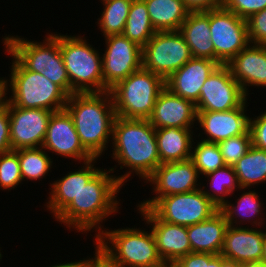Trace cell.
I'll list each match as a JSON object with an SVG mask.
<instances>
[{"label": "cell", "mask_w": 266, "mask_h": 267, "mask_svg": "<svg viewBox=\"0 0 266 267\" xmlns=\"http://www.w3.org/2000/svg\"><path fill=\"white\" fill-rule=\"evenodd\" d=\"M105 169H100L82 187L76 198L55 218L56 221L63 223L70 231L72 228L86 234L97 229L95 237L100 234L103 228L100 223L103 224L106 218L119 211L117 195L123 186L113 175L116 168Z\"/></svg>", "instance_id": "obj_1"}, {"label": "cell", "mask_w": 266, "mask_h": 267, "mask_svg": "<svg viewBox=\"0 0 266 267\" xmlns=\"http://www.w3.org/2000/svg\"><path fill=\"white\" fill-rule=\"evenodd\" d=\"M113 148L111 156L124 175L116 176L124 186L130 175L136 174L146 180L159 166L160 158L156 139V129L148 119H124L116 116L112 133Z\"/></svg>", "instance_id": "obj_2"}, {"label": "cell", "mask_w": 266, "mask_h": 267, "mask_svg": "<svg viewBox=\"0 0 266 267\" xmlns=\"http://www.w3.org/2000/svg\"><path fill=\"white\" fill-rule=\"evenodd\" d=\"M65 109L71 115L82 146L94 157H101L112 140L116 118L110 91L73 93Z\"/></svg>", "instance_id": "obj_3"}, {"label": "cell", "mask_w": 266, "mask_h": 267, "mask_svg": "<svg viewBox=\"0 0 266 267\" xmlns=\"http://www.w3.org/2000/svg\"><path fill=\"white\" fill-rule=\"evenodd\" d=\"M11 57L13 60L10 78H1L5 99L9 103L21 108H40L53 112L65 109L69 95L59 85L40 73L25 69L13 56ZM8 92H11L9 98Z\"/></svg>", "instance_id": "obj_4"}, {"label": "cell", "mask_w": 266, "mask_h": 267, "mask_svg": "<svg viewBox=\"0 0 266 267\" xmlns=\"http://www.w3.org/2000/svg\"><path fill=\"white\" fill-rule=\"evenodd\" d=\"M148 229H102L94 237L95 245L122 267H155L164 261L159 256L154 235ZM151 231V232H150Z\"/></svg>", "instance_id": "obj_5"}, {"label": "cell", "mask_w": 266, "mask_h": 267, "mask_svg": "<svg viewBox=\"0 0 266 267\" xmlns=\"http://www.w3.org/2000/svg\"><path fill=\"white\" fill-rule=\"evenodd\" d=\"M164 88L163 77L141 67L109 90L116 116L124 119H148Z\"/></svg>", "instance_id": "obj_6"}, {"label": "cell", "mask_w": 266, "mask_h": 267, "mask_svg": "<svg viewBox=\"0 0 266 267\" xmlns=\"http://www.w3.org/2000/svg\"><path fill=\"white\" fill-rule=\"evenodd\" d=\"M79 35L60 34V51L73 93L104 92L102 56Z\"/></svg>", "instance_id": "obj_7"}, {"label": "cell", "mask_w": 266, "mask_h": 267, "mask_svg": "<svg viewBox=\"0 0 266 267\" xmlns=\"http://www.w3.org/2000/svg\"><path fill=\"white\" fill-rule=\"evenodd\" d=\"M142 68L167 79L192 58L179 30L159 31L142 47Z\"/></svg>", "instance_id": "obj_8"}, {"label": "cell", "mask_w": 266, "mask_h": 267, "mask_svg": "<svg viewBox=\"0 0 266 267\" xmlns=\"http://www.w3.org/2000/svg\"><path fill=\"white\" fill-rule=\"evenodd\" d=\"M150 209L162 221L186 227L209 219L219 210L201 188L161 197Z\"/></svg>", "instance_id": "obj_9"}, {"label": "cell", "mask_w": 266, "mask_h": 267, "mask_svg": "<svg viewBox=\"0 0 266 267\" xmlns=\"http://www.w3.org/2000/svg\"><path fill=\"white\" fill-rule=\"evenodd\" d=\"M210 31L219 65H226L249 44L246 19L224 7L210 10Z\"/></svg>", "instance_id": "obj_10"}, {"label": "cell", "mask_w": 266, "mask_h": 267, "mask_svg": "<svg viewBox=\"0 0 266 267\" xmlns=\"http://www.w3.org/2000/svg\"><path fill=\"white\" fill-rule=\"evenodd\" d=\"M102 53L104 92L142 67V48L123 34L104 37Z\"/></svg>", "instance_id": "obj_11"}, {"label": "cell", "mask_w": 266, "mask_h": 267, "mask_svg": "<svg viewBox=\"0 0 266 267\" xmlns=\"http://www.w3.org/2000/svg\"><path fill=\"white\" fill-rule=\"evenodd\" d=\"M199 177L197 168L191 159L162 163L144 181L152 185L156 195L138 203L136 208H151L161 197L197 190L201 188V183L198 182Z\"/></svg>", "instance_id": "obj_12"}, {"label": "cell", "mask_w": 266, "mask_h": 267, "mask_svg": "<svg viewBox=\"0 0 266 267\" xmlns=\"http://www.w3.org/2000/svg\"><path fill=\"white\" fill-rule=\"evenodd\" d=\"M248 97L233 78L227 65H219L200 89L197 111H230L238 108Z\"/></svg>", "instance_id": "obj_13"}, {"label": "cell", "mask_w": 266, "mask_h": 267, "mask_svg": "<svg viewBox=\"0 0 266 267\" xmlns=\"http://www.w3.org/2000/svg\"><path fill=\"white\" fill-rule=\"evenodd\" d=\"M8 106L12 150L42 147L53 111L21 108L4 99Z\"/></svg>", "instance_id": "obj_14"}, {"label": "cell", "mask_w": 266, "mask_h": 267, "mask_svg": "<svg viewBox=\"0 0 266 267\" xmlns=\"http://www.w3.org/2000/svg\"><path fill=\"white\" fill-rule=\"evenodd\" d=\"M42 148L49 154L52 151L56 155L78 160L79 163L94 158L82 146L74 121L66 109L52 113Z\"/></svg>", "instance_id": "obj_15"}, {"label": "cell", "mask_w": 266, "mask_h": 267, "mask_svg": "<svg viewBox=\"0 0 266 267\" xmlns=\"http://www.w3.org/2000/svg\"><path fill=\"white\" fill-rule=\"evenodd\" d=\"M154 235L159 256L164 263H174L191 252L187 227L162 221L150 208H137Z\"/></svg>", "instance_id": "obj_16"}, {"label": "cell", "mask_w": 266, "mask_h": 267, "mask_svg": "<svg viewBox=\"0 0 266 267\" xmlns=\"http://www.w3.org/2000/svg\"><path fill=\"white\" fill-rule=\"evenodd\" d=\"M247 100L230 111H197V121L207 138L202 141L219 143L225 139L245 134L249 130Z\"/></svg>", "instance_id": "obj_17"}, {"label": "cell", "mask_w": 266, "mask_h": 267, "mask_svg": "<svg viewBox=\"0 0 266 267\" xmlns=\"http://www.w3.org/2000/svg\"><path fill=\"white\" fill-rule=\"evenodd\" d=\"M148 120L155 129L167 127L192 129L197 120V110L192 101L179 97L165 87L156 99Z\"/></svg>", "instance_id": "obj_18"}, {"label": "cell", "mask_w": 266, "mask_h": 267, "mask_svg": "<svg viewBox=\"0 0 266 267\" xmlns=\"http://www.w3.org/2000/svg\"><path fill=\"white\" fill-rule=\"evenodd\" d=\"M219 66L207 58H191L180 69L165 79V87L172 93L196 104L200 89L210 74Z\"/></svg>", "instance_id": "obj_19"}, {"label": "cell", "mask_w": 266, "mask_h": 267, "mask_svg": "<svg viewBox=\"0 0 266 267\" xmlns=\"http://www.w3.org/2000/svg\"><path fill=\"white\" fill-rule=\"evenodd\" d=\"M253 228L229 225L220 255L241 264L261 262L265 230Z\"/></svg>", "instance_id": "obj_20"}, {"label": "cell", "mask_w": 266, "mask_h": 267, "mask_svg": "<svg viewBox=\"0 0 266 267\" xmlns=\"http://www.w3.org/2000/svg\"><path fill=\"white\" fill-rule=\"evenodd\" d=\"M226 65L247 97L250 86L266 87V45L249 43Z\"/></svg>", "instance_id": "obj_21"}, {"label": "cell", "mask_w": 266, "mask_h": 267, "mask_svg": "<svg viewBox=\"0 0 266 267\" xmlns=\"http://www.w3.org/2000/svg\"><path fill=\"white\" fill-rule=\"evenodd\" d=\"M98 158L82 163L80 169L68 172L61 179L50 183V190L46 208L56 218L78 195L83 186L100 170L94 167ZM84 164V165H83ZM78 170V171H77Z\"/></svg>", "instance_id": "obj_22"}, {"label": "cell", "mask_w": 266, "mask_h": 267, "mask_svg": "<svg viewBox=\"0 0 266 267\" xmlns=\"http://www.w3.org/2000/svg\"><path fill=\"white\" fill-rule=\"evenodd\" d=\"M44 38L43 42H35L6 35L2 41L5 51L25 69L41 74L50 65V33Z\"/></svg>", "instance_id": "obj_23"}, {"label": "cell", "mask_w": 266, "mask_h": 267, "mask_svg": "<svg viewBox=\"0 0 266 267\" xmlns=\"http://www.w3.org/2000/svg\"><path fill=\"white\" fill-rule=\"evenodd\" d=\"M228 227L225 215L220 210L205 221L187 226L191 252L220 255Z\"/></svg>", "instance_id": "obj_24"}, {"label": "cell", "mask_w": 266, "mask_h": 267, "mask_svg": "<svg viewBox=\"0 0 266 267\" xmlns=\"http://www.w3.org/2000/svg\"><path fill=\"white\" fill-rule=\"evenodd\" d=\"M179 31L188 44L193 58L215 61V49L210 38V11L190 12Z\"/></svg>", "instance_id": "obj_25"}, {"label": "cell", "mask_w": 266, "mask_h": 267, "mask_svg": "<svg viewBox=\"0 0 266 267\" xmlns=\"http://www.w3.org/2000/svg\"><path fill=\"white\" fill-rule=\"evenodd\" d=\"M193 132L192 129L177 127L156 129L160 165L191 159Z\"/></svg>", "instance_id": "obj_26"}, {"label": "cell", "mask_w": 266, "mask_h": 267, "mask_svg": "<svg viewBox=\"0 0 266 267\" xmlns=\"http://www.w3.org/2000/svg\"><path fill=\"white\" fill-rule=\"evenodd\" d=\"M240 190L243 192L241 195H238L239 198H237V201H235L237 204H232L228 200L219 209L225 215L226 221L230 226H240L241 224L246 225V222L253 224L252 226L257 228L258 226H263L265 223L262 222L264 218L260 217H263L261 215L263 210L261 207H263L262 205H264V203L259 201L260 197L258 193L255 191V189L254 191L248 189L247 192L244 191L246 188H241Z\"/></svg>", "instance_id": "obj_27"}, {"label": "cell", "mask_w": 266, "mask_h": 267, "mask_svg": "<svg viewBox=\"0 0 266 267\" xmlns=\"http://www.w3.org/2000/svg\"><path fill=\"white\" fill-rule=\"evenodd\" d=\"M152 26L159 31H176L190 11L182 0H144Z\"/></svg>", "instance_id": "obj_28"}, {"label": "cell", "mask_w": 266, "mask_h": 267, "mask_svg": "<svg viewBox=\"0 0 266 267\" xmlns=\"http://www.w3.org/2000/svg\"><path fill=\"white\" fill-rule=\"evenodd\" d=\"M233 167L241 188L251 189L253 185L265 184L266 151L252 145Z\"/></svg>", "instance_id": "obj_29"}, {"label": "cell", "mask_w": 266, "mask_h": 267, "mask_svg": "<svg viewBox=\"0 0 266 267\" xmlns=\"http://www.w3.org/2000/svg\"><path fill=\"white\" fill-rule=\"evenodd\" d=\"M205 177L208 179L210 190L203 185L201 189L218 209L229 200L227 196L230 197L231 194H234L235 190L237 191L238 189L239 191L241 189L233 166L225 165L206 174Z\"/></svg>", "instance_id": "obj_30"}, {"label": "cell", "mask_w": 266, "mask_h": 267, "mask_svg": "<svg viewBox=\"0 0 266 267\" xmlns=\"http://www.w3.org/2000/svg\"><path fill=\"white\" fill-rule=\"evenodd\" d=\"M155 33L145 1L133 0L122 34L142 48Z\"/></svg>", "instance_id": "obj_31"}, {"label": "cell", "mask_w": 266, "mask_h": 267, "mask_svg": "<svg viewBox=\"0 0 266 267\" xmlns=\"http://www.w3.org/2000/svg\"><path fill=\"white\" fill-rule=\"evenodd\" d=\"M42 147L18 149V158L22 180L37 181L51 171L54 163Z\"/></svg>", "instance_id": "obj_32"}, {"label": "cell", "mask_w": 266, "mask_h": 267, "mask_svg": "<svg viewBox=\"0 0 266 267\" xmlns=\"http://www.w3.org/2000/svg\"><path fill=\"white\" fill-rule=\"evenodd\" d=\"M132 1L109 0L102 3L104 7L97 24L104 37L123 33Z\"/></svg>", "instance_id": "obj_33"}, {"label": "cell", "mask_w": 266, "mask_h": 267, "mask_svg": "<svg viewBox=\"0 0 266 267\" xmlns=\"http://www.w3.org/2000/svg\"><path fill=\"white\" fill-rule=\"evenodd\" d=\"M196 142L193 141L192 143L191 160L197 168L199 175L205 176L225 166L217 143H210L202 140L199 142L196 140ZM194 144H196V146Z\"/></svg>", "instance_id": "obj_34"}, {"label": "cell", "mask_w": 266, "mask_h": 267, "mask_svg": "<svg viewBox=\"0 0 266 267\" xmlns=\"http://www.w3.org/2000/svg\"><path fill=\"white\" fill-rule=\"evenodd\" d=\"M59 85L69 96L72 94L70 80L60 51V33L50 34V65L41 73Z\"/></svg>", "instance_id": "obj_35"}, {"label": "cell", "mask_w": 266, "mask_h": 267, "mask_svg": "<svg viewBox=\"0 0 266 267\" xmlns=\"http://www.w3.org/2000/svg\"><path fill=\"white\" fill-rule=\"evenodd\" d=\"M18 150L0 154V189L14 190L22 183Z\"/></svg>", "instance_id": "obj_36"}, {"label": "cell", "mask_w": 266, "mask_h": 267, "mask_svg": "<svg viewBox=\"0 0 266 267\" xmlns=\"http://www.w3.org/2000/svg\"><path fill=\"white\" fill-rule=\"evenodd\" d=\"M217 144L225 165L234 166L252 146L250 131L248 130L245 134L225 139Z\"/></svg>", "instance_id": "obj_37"}, {"label": "cell", "mask_w": 266, "mask_h": 267, "mask_svg": "<svg viewBox=\"0 0 266 267\" xmlns=\"http://www.w3.org/2000/svg\"><path fill=\"white\" fill-rule=\"evenodd\" d=\"M246 21L249 43L266 45V9L252 14Z\"/></svg>", "instance_id": "obj_38"}, {"label": "cell", "mask_w": 266, "mask_h": 267, "mask_svg": "<svg viewBox=\"0 0 266 267\" xmlns=\"http://www.w3.org/2000/svg\"><path fill=\"white\" fill-rule=\"evenodd\" d=\"M223 7L243 19L266 9V0H224Z\"/></svg>", "instance_id": "obj_39"}, {"label": "cell", "mask_w": 266, "mask_h": 267, "mask_svg": "<svg viewBox=\"0 0 266 267\" xmlns=\"http://www.w3.org/2000/svg\"><path fill=\"white\" fill-rule=\"evenodd\" d=\"M261 115L250 118L249 131L252 145L266 151V110Z\"/></svg>", "instance_id": "obj_40"}, {"label": "cell", "mask_w": 266, "mask_h": 267, "mask_svg": "<svg viewBox=\"0 0 266 267\" xmlns=\"http://www.w3.org/2000/svg\"><path fill=\"white\" fill-rule=\"evenodd\" d=\"M11 150L8 106L3 103L0 106V154Z\"/></svg>", "instance_id": "obj_41"}, {"label": "cell", "mask_w": 266, "mask_h": 267, "mask_svg": "<svg viewBox=\"0 0 266 267\" xmlns=\"http://www.w3.org/2000/svg\"><path fill=\"white\" fill-rule=\"evenodd\" d=\"M190 12L210 11L223 7L224 0H182Z\"/></svg>", "instance_id": "obj_42"}, {"label": "cell", "mask_w": 266, "mask_h": 267, "mask_svg": "<svg viewBox=\"0 0 266 267\" xmlns=\"http://www.w3.org/2000/svg\"><path fill=\"white\" fill-rule=\"evenodd\" d=\"M93 258L86 259V267H122L112 261L105 253H103L97 246Z\"/></svg>", "instance_id": "obj_43"}, {"label": "cell", "mask_w": 266, "mask_h": 267, "mask_svg": "<svg viewBox=\"0 0 266 267\" xmlns=\"http://www.w3.org/2000/svg\"><path fill=\"white\" fill-rule=\"evenodd\" d=\"M179 267H204V253L190 252L175 262Z\"/></svg>", "instance_id": "obj_44"}, {"label": "cell", "mask_w": 266, "mask_h": 267, "mask_svg": "<svg viewBox=\"0 0 266 267\" xmlns=\"http://www.w3.org/2000/svg\"><path fill=\"white\" fill-rule=\"evenodd\" d=\"M204 267H219V255L204 253Z\"/></svg>", "instance_id": "obj_45"}, {"label": "cell", "mask_w": 266, "mask_h": 267, "mask_svg": "<svg viewBox=\"0 0 266 267\" xmlns=\"http://www.w3.org/2000/svg\"><path fill=\"white\" fill-rule=\"evenodd\" d=\"M49 267H86V258L74 262H67V263H57L55 265H51Z\"/></svg>", "instance_id": "obj_46"}, {"label": "cell", "mask_w": 266, "mask_h": 267, "mask_svg": "<svg viewBox=\"0 0 266 267\" xmlns=\"http://www.w3.org/2000/svg\"><path fill=\"white\" fill-rule=\"evenodd\" d=\"M219 267H241V263L224 258L219 255Z\"/></svg>", "instance_id": "obj_47"}, {"label": "cell", "mask_w": 266, "mask_h": 267, "mask_svg": "<svg viewBox=\"0 0 266 267\" xmlns=\"http://www.w3.org/2000/svg\"><path fill=\"white\" fill-rule=\"evenodd\" d=\"M241 267H266V264L263 262L243 263Z\"/></svg>", "instance_id": "obj_48"}, {"label": "cell", "mask_w": 266, "mask_h": 267, "mask_svg": "<svg viewBox=\"0 0 266 267\" xmlns=\"http://www.w3.org/2000/svg\"><path fill=\"white\" fill-rule=\"evenodd\" d=\"M5 89L2 79L0 78V106L4 103Z\"/></svg>", "instance_id": "obj_49"}, {"label": "cell", "mask_w": 266, "mask_h": 267, "mask_svg": "<svg viewBox=\"0 0 266 267\" xmlns=\"http://www.w3.org/2000/svg\"><path fill=\"white\" fill-rule=\"evenodd\" d=\"M261 262L266 264V230H265V236H264V239H263V255H262V258H261Z\"/></svg>", "instance_id": "obj_50"}, {"label": "cell", "mask_w": 266, "mask_h": 267, "mask_svg": "<svg viewBox=\"0 0 266 267\" xmlns=\"http://www.w3.org/2000/svg\"><path fill=\"white\" fill-rule=\"evenodd\" d=\"M155 267H171V263H163L162 265H158Z\"/></svg>", "instance_id": "obj_51"}, {"label": "cell", "mask_w": 266, "mask_h": 267, "mask_svg": "<svg viewBox=\"0 0 266 267\" xmlns=\"http://www.w3.org/2000/svg\"><path fill=\"white\" fill-rule=\"evenodd\" d=\"M171 267H179L175 262L171 263Z\"/></svg>", "instance_id": "obj_52"}, {"label": "cell", "mask_w": 266, "mask_h": 267, "mask_svg": "<svg viewBox=\"0 0 266 267\" xmlns=\"http://www.w3.org/2000/svg\"><path fill=\"white\" fill-rule=\"evenodd\" d=\"M2 256H3V255H2V253H1V249H0V261H1V259H2Z\"/></svg>", "instance_id": "obj_53"}]
</instances>
